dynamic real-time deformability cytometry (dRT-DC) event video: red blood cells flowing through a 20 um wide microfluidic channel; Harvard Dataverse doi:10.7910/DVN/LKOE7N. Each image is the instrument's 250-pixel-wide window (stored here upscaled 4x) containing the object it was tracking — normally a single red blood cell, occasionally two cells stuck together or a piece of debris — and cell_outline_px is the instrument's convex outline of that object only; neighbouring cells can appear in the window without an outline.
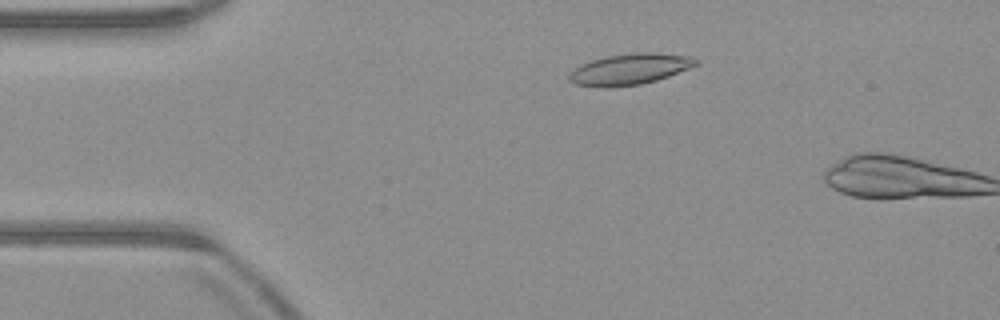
{"species": "common noctule bat (a hibernating species)", "species_latin": "Nyctalus noctula", "temperature_condition": "warm", "stored_images_in_passage": 12, "camera_frame_rate_fps": 3000, "um_per_image_px": 0.085, "animal": {"sex": "male", "body_mass_g": 23.1, "forearm_length_mm": 52.7}, "frame": {"image": 1, "passage_image": 10, "time_ms": 3.0, "image_size_px": [1000, 320], "cell_outline_px": [[700, 64], [668, 76], [656, 80], [640, 84], [612, 88], [600, 88], [576, 84], [568, 80], [568, 72], [580, 64], [592, 60], [608, 56], [636, 52], [652, 52], [688, 56], [700, 60]], "centroid_in_image_um": [53.5, 5.89], "position_along_channel_um": 31.5, "area_um2": 23.12}}